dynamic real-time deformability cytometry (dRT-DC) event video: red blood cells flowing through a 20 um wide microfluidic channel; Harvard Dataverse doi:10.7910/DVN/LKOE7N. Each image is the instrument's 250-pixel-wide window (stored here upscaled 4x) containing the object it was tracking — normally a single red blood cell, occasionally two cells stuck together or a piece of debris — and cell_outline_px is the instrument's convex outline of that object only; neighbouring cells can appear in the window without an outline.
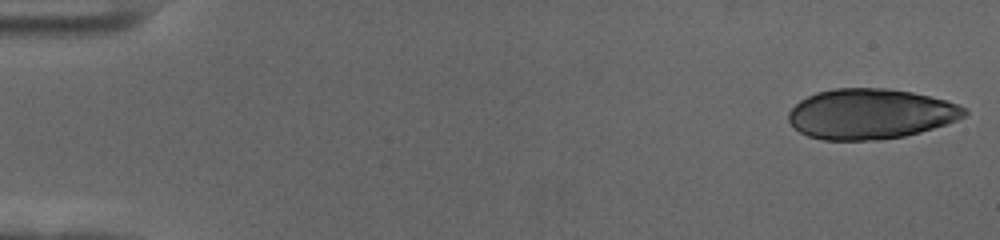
{"species": "human", "species_latin": "Homo sapiens", "temperature_condition": "cold", "stored_images_in_passage": 20, "camera_frame_rate_fps": 3000, "um_per_image_px": 0.085, "donor": {"sex": "female"}, "frame": {"image": 1, "passage_image": 1, "time_ms": 0.0, "image_size_px": [1000, 240], "cell_outline_px": [[968, 112], [964, 116], [956, 120], [920, 132], [904, 136], [880, 140], [824, 140], [808, 136], [800, 132], [788, 120], [788, 112], [800, 100], [816, 92], [836, 88], [888, 88], [912, 92], [944, 100], [968, 108]], "centroid_in_image_um": [73.97, 9.68], "position_along_channel_um": 11.0, "area_um2": 51.38}}
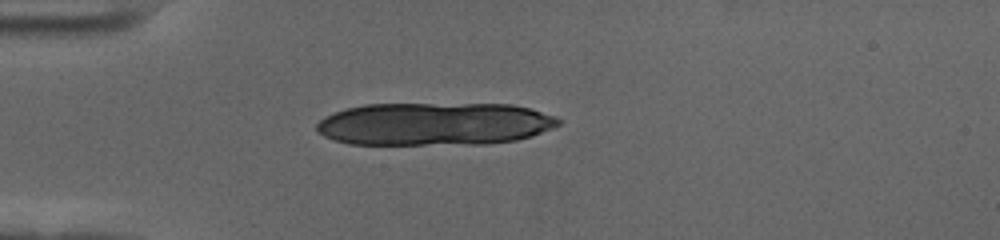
{"frame": {"image": 2, "passage_image": 15, "time_ms": 4.667, "image_size_px": [1000, 240], "cell_outline_px": [[560, 124], [552, 128], [532, 136], [516, 140], [484, 144], [348, 144], [332, 140], [316, 132], [316, 124], [324, 116], [348, 108], [364, 104], [512, 104], [528, 108], [556, 116], [560, 120]], "centroid_in_image_um": [36.9, 10.54], "position_along_channel_um": 48.1, "area_um2": 60.63}}